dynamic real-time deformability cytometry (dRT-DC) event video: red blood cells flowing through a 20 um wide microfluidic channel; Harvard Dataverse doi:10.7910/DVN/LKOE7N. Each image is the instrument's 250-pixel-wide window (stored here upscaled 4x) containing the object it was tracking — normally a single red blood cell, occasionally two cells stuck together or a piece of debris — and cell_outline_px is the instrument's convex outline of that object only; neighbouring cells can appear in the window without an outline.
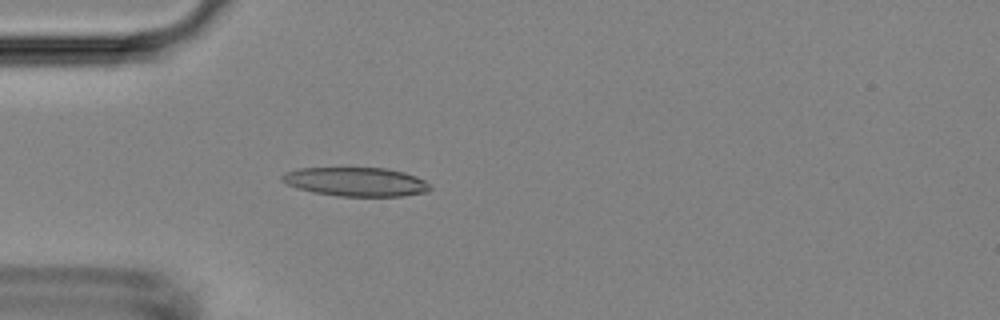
{"species": "Egyptian fruit bat (a non-hibernating species)", "species_latin": "Rousettus aegyptiacus", "temperature_condition": "room temperature", "stored_images_in_passage": 51, "camera_frame_rate_fps": 3000, "um_per_image_px": 0.085, "animal": {"sex": "female"}, "frame": {"image": 1, "passage_image": 14, "time_ms": 4.333, "image_size_px": [1000, 320], "cell_outline_px": [[432, 188], [428, 192], [404, 196], [340, 196], [312, 192], [296, 188], [280, 180], [280, 176], [284, 172], [296, 168], [384, 168], [404, 172], [416, 176], [424, 180]], "centroid_in_image_um": [30.23, 15.45], "position_along_channel_um": 54.8, "area_um2": 25.09}}
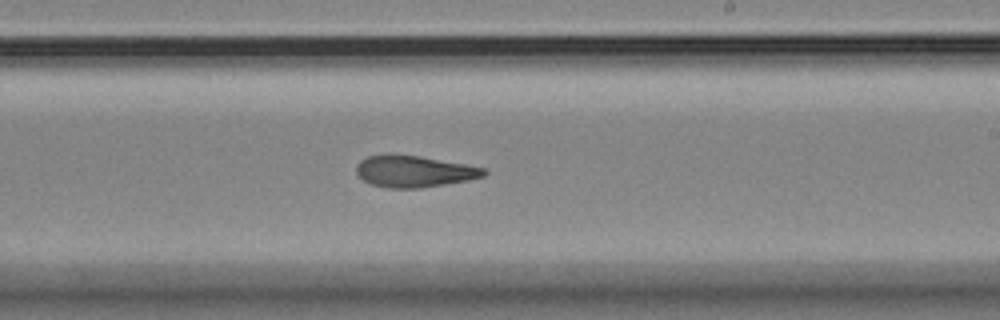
{"frame": {"image": 2, "passage_image": 30, "time_ms": 9.667, "image_size_px": [1000, 320], "cell_outline_px": [[488, 172], [484, 176], [468, 180], [420, 188], [388, 188], [372, 184], [364, 180], [356, 172], [356, 164], [360, 160], [368, 156], [420, 156], [464, 164], [484, 168]], "centroid_in_image_um": [35.21, 14.59], "position_along_channel_um": 253.8, "area_um2": 22.89}}
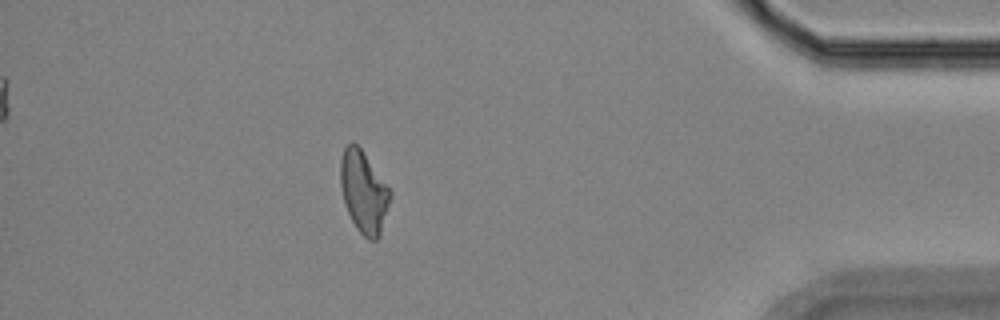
{"frame": {"image": 3, "passage_image": 45, "time_ms": 14.667, "image_size_px": [1000, 320], "cell_outline_px": [[392, 196], [380, 236], [376, 240], [368, 240], [356, 228], [344, 204], [340, 184], [340, 160], [344, 148], [352, 140], [360, 148], [392, 192]], "centroid_in_image_um": [30.91, 16.33], "position_along_channel_um": 404.3, "area_um2": 23.7}, "authors_computed_cell_mechanics": {"area_um2": 23.9292, "velocity_mm_per_s": 3.8512, "shape_relaxation_time_tau1_ms": null, "shape_relaxation_time_tau2_ms": 4.3602, "deformation_change_tau1": null, "deformation_change_tau2": 0.1373}}